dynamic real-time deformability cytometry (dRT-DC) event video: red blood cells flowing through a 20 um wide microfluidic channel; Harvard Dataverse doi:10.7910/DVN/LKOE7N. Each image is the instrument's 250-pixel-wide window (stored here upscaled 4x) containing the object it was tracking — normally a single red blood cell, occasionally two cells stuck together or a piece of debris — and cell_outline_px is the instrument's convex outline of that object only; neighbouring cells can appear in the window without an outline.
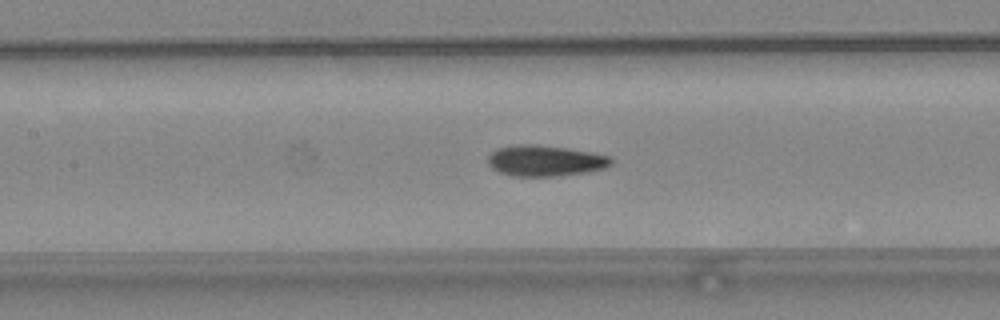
{"species": "common noctule bat (a hibernating species)", "species_latin": "Nyctalus noctula", "temperature_condition": "warm", "stored_images_in_passage": 43, "camera_frame_rate_fps": 3000, "um_per_image_px": 0.085, "animal": {"sex": "female", "body_mass_g": 24.6, "forearm_length_mm": 56.2}, "frame": {"image": 1, "passage_image": 22, "time_ms": 7.0, "image_size_px": [1000, 320], "cell_outline_px": [[612, 164], [604, 168], [584, 172], [556, 176], [512, 176], [500, 172], [492, 168], [488, 164], [488, 156], [496, 148], [516, 144], [536, 144], [568, 148], [608, 156], [612, 160]], "centroid_in_image_um": [46.28, 13.65], "position_along_channel_um": 161.1, "area_um2": 22.08}}
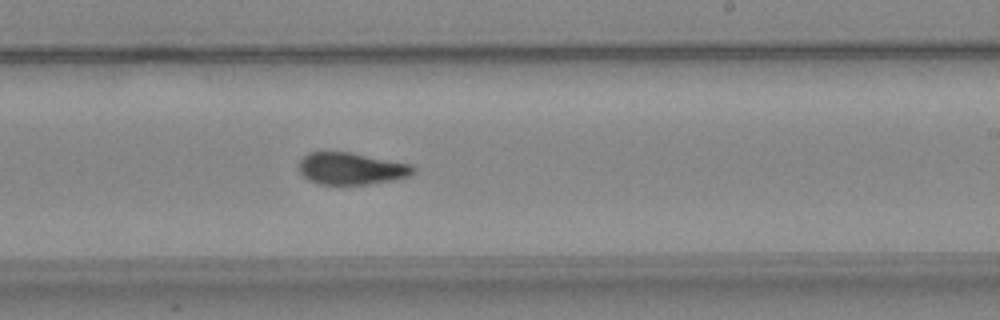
{"frame": {"image": 2, "passage_image": 29, "time_ms": 9.333, "image_size_px": [1000, 320], "cell_outline_px": [[416, 172], [408, 176], [396, 180], [368, 184], [320, 184], [308, 180], [296, 168], [300, 160], [308, 152], [352, 152], [412, 164], [416, 168]], "centroid_in_image_um": [29.87, 14.32], "position_along_channel_um": 259.1, "area_um2": 21.62}}
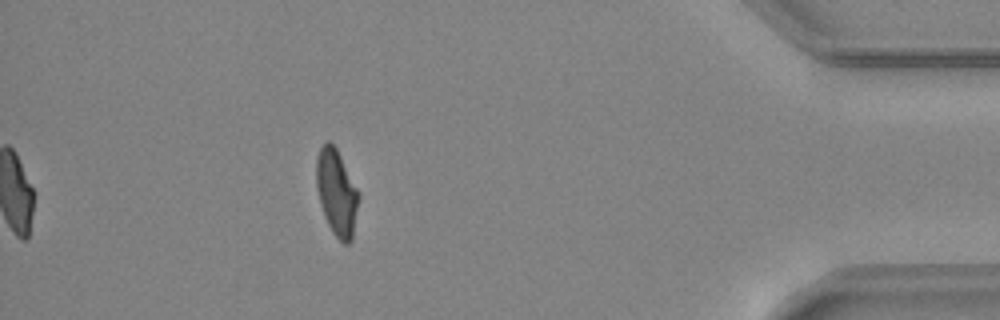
{"frame": {"image": 3, "passage_image": 43, "time_ms": 14.0, "image_size_px": [1000, 320], "cell_outline_px": [[360, 196], [352, 240], [348, 244], [344, 244], [332, 232], [324, 216], [320, 204], [316, 188], [316, 156], [320, 148], [328, 140], [336, 148]], "centroid_in_image_um": [28.6, 16.4], "position_along_channel_um": 406.6, "area_um2": 21.1}, "authors_computed_cell_mechanics": {"area_um2": 21.675, "velocity_mm_per_s": 4.2159, "shape_relaxation_time_tau1_ms": 7.9848, "shape_relaxation_time_tau2_ms": 1.6954, "deformation_change_tau1": 0.2142, "deformation_change_tau2": 0.0729}}